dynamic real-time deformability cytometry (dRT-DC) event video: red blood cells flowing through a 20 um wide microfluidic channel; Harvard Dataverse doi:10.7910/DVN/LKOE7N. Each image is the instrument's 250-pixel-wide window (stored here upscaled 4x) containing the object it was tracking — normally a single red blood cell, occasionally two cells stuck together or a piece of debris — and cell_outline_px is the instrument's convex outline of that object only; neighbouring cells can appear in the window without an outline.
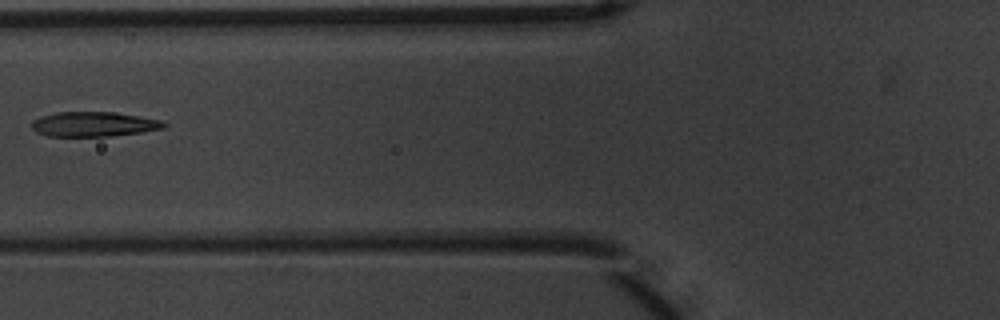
{"species": "common noctule bat (a hibernating species)", "species_latin": "Nyctalus noctula", "temperature_condition": "warm", "stored_images_in_passage": 7, "camera_frame_rate_fps": 3000, "um_per_image_px": 0.085, "animal": {"sex": "male", "body_mass_g": 20.1, "forearm_length_mm": 53.5}, "frame": {"image": 1, "passage_image": 6, "time_ms": 1.667, "image_size_px": [1000, 320], "cell_outline_px": [[168, 124], [164, 128], [140, 132], [112, 136], [48, 136], [36, 132], [32, 128], [32, 120], [56, 112], [116, 112], [140, 116], [160, 120]], "centroid_in_image_um": [7.98, 10.55], "position_along_channel_um": 117.8, "area_um2": 19.02}}
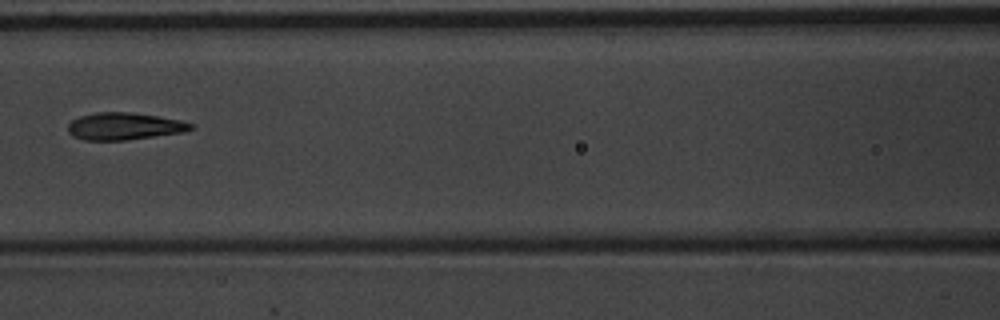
{"frame": {"image": 2, "passage_image": 7, "time_ms": 2.0, "image_size_px": [1000, 320], "cell_outline_px": [[196, 128], [180, 132], [128, 140], [84, 140], [72, 136], [68, 132], [68, 124], [72, 120], [80, 116], [96, 112], [132, 112], [180, 120], [196, 124]], "centroid_in_image_um": [10.56, 10.73], "position_along_channel_um": 156.0, "area_um2": 19.48}}